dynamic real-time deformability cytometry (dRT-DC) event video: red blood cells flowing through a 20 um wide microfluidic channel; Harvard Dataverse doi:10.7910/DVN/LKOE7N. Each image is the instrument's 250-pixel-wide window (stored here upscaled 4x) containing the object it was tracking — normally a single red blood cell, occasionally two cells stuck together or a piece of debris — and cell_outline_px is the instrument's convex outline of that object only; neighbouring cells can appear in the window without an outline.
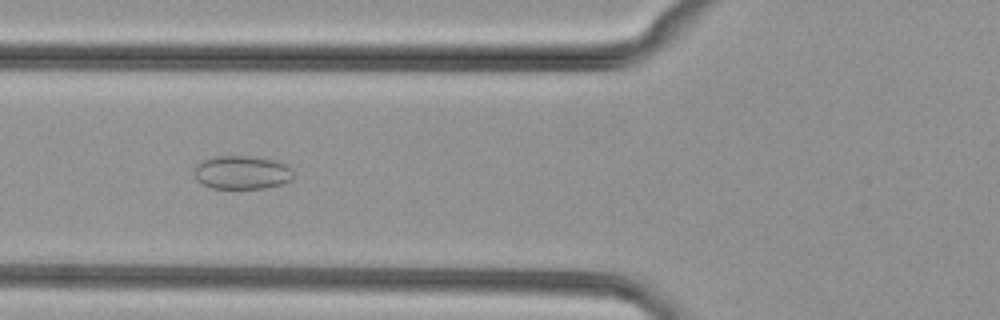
{"species": "common noctule bat (a hibernating species)", "species_latin": "Nyctalus noctula", "temperature_condition": "cold", "stored_images_in_passage": 50, "camera_frame_rate_fps": 3000, "um_per_image_px": 0.085, "animal": {"sex": "female", "body_mass_g": 29.2, "forearm_length_mm": 56.3}, "frame": {"image": 1, "passage_image": 19, "time_ms": 6.0, "image_size_px": [1000, 320], "cell_outline_px": [[296, 176], [292, 180], [280, 184], [264, 188], [212, 188], [196, 180], [196, 164], [200, 160], [212, 156], [252, 156], [272, 160], [284, 164], [292, 168]], "centroid_in_image_um": [20.58, 14.65], "position_along_channel_um": 105.2, "area_um2": 19.42}}
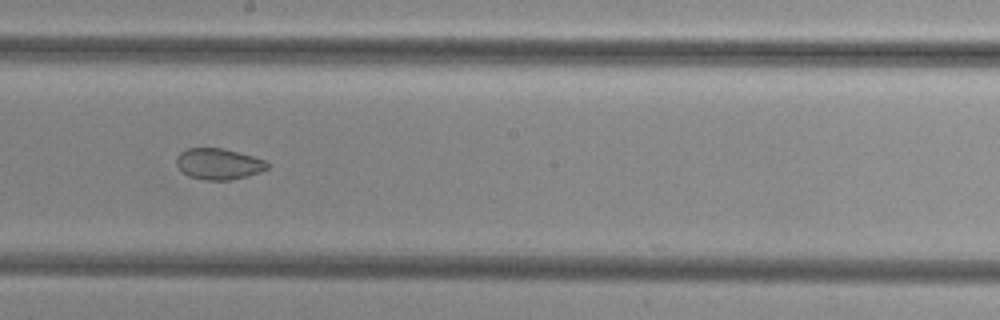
{"frame": {"image": 2, "passage_image": 28, "time_ms": 9.0, "image_size_px": [1000, 320], "cell_outline_px": [[272, 164], [268, 168], [260, 172], [248, 176], [228, 180], [204, 180], [188, 176], [180, 172], [176, 164], [176, 156], [180, 152], [188, 148], [224, 148], [252, 156], [264, 160]], "centroid_in_image_um": [18.56, 13.94], "position_along_channel_um": 229.6, "area_um2": 16.7}}
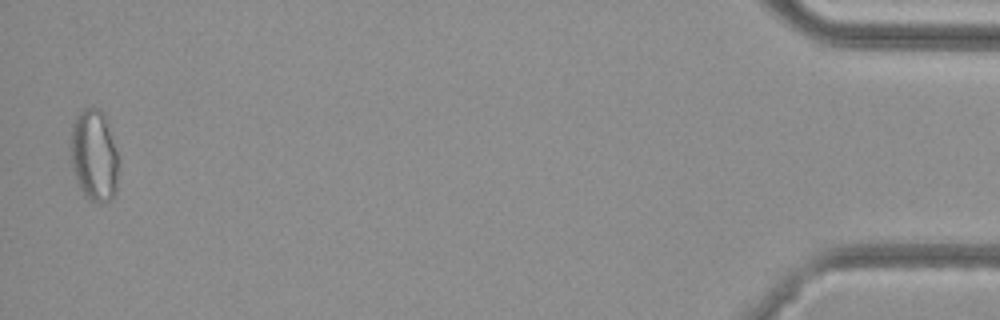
{"frame": {"image": 3, "passage_image": 49, "time_ms": 16.0, "image_size_px": [1000, 320], "cell_outline_px": [[116, 192], [112, 200], [100, 204], [88, 200], [84, 196], [76, 180], [72, 168], [72, 124], [76, 116], [84, 108], [100, 108], [104, 112], [108, 120], [116, 152]], "centroid_in_image_um": [8.0, 13.23], "position_along_channel_um": 427.2, "area_um2": 25.49}}